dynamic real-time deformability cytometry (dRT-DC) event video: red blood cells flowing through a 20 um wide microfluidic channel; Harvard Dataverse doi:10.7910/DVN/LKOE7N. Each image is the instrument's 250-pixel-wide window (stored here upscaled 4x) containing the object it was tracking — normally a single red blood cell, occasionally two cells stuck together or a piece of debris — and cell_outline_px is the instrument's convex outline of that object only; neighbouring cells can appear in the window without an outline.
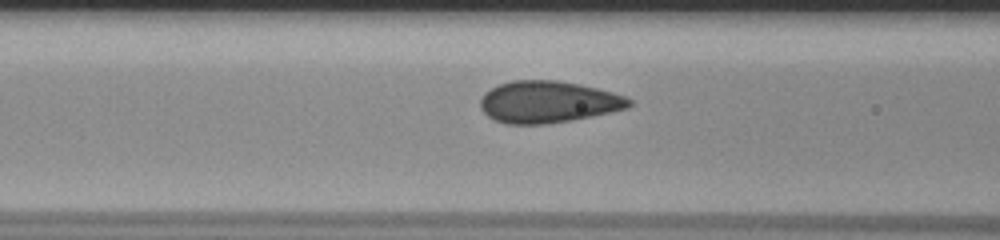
{"species": "human", "species_latin": "Homo sapiens", "temperature_condition": "room temperature", "stored_images_in_passage": 25, "camera_frame_rate_fps": 3000, "um_per_image_px": 0.085, "donor": {"sex": "male"}, "frame": {"image": 1, "passage_image": 16, "time_ms": 5.0, "image_size_px": [1000, 240], "cell_outline_px": [[632, 104], [628, 108], [612, 112], [572, 120], [548, 124], [504, 124], [488, 116], [480, 108], [480, 100], [484, 92], [500, 84], [512, 80], [556, 80], [580, 84], [612, 92], [624, 96], [632, 100]], "centroid_in_image_um": [46.59, 8.67], "position_along_channel_um": 120.0, "area_um2": 36.36}}
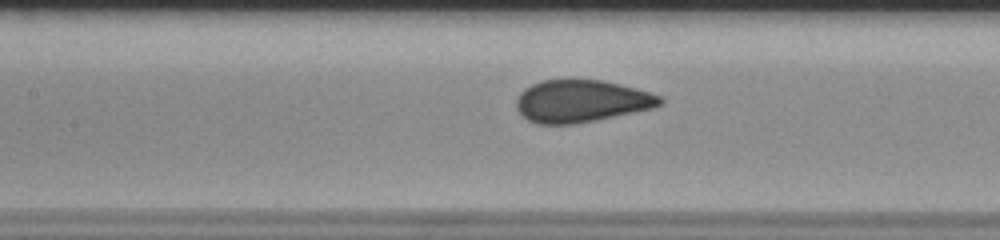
{"frame": {"image": 2, "passage_image": 19, "time_ms": 6.0, "image_size_px": [1000, 240], "cell_outline_px": [[664, 104], [652, 108], [596, 120], [576, 124], [536, 124], [528, 120], [516, 108], [516, 100], [520, 92], [524, 88], [540, 80], [572, 76], [600, 80], [620, 84], [648, 92], [660, 96], [664, 100]], "centroid_in_image_um": [49.37, 8.55], "position_along_channel_um": 158.0, "area_um2": 36.18}}